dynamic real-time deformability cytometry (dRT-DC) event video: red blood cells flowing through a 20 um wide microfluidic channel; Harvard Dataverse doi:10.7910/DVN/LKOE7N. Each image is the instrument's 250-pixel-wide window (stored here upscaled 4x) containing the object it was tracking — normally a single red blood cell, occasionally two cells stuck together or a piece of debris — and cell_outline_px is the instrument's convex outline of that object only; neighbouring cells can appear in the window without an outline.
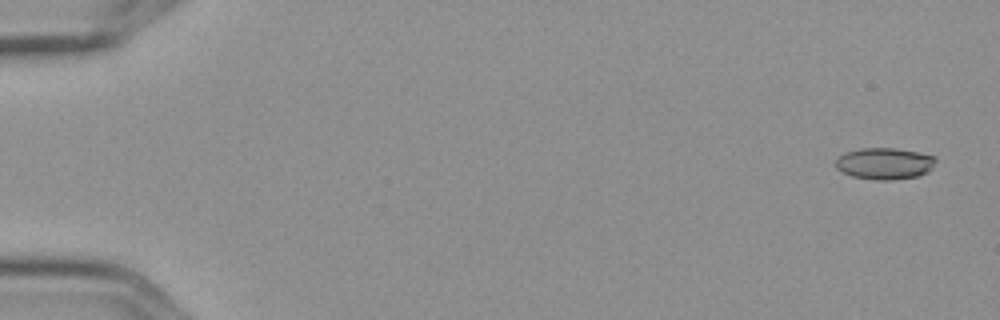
{"species": "Egyptian fruit bat (a non-hibernating species)", "species_latin": "Rousettus aegyptiacus", "temperature_condition": "cold", "stored_images_in_passage": 5, "camera_frame_rate_fps": 3000, "um_per_image_px": 0.085, "frame": {"image": 1, "passage_image": 1, "time_ms": 0.0, "image_size_px": [1000, 320], "cell_outline_px": [[936, 160], [932, 168], [928, 172], [920, 176], [892, 180], [872, 180], [852, 176], [836, 168], [836, 160], [844, 152], [860, 148], [896, 148], [936, 156]], "centroid_in_image_um": [75.21, 13.9], "position_along_channel_um": 9.8, "area_um2": 18.55}}
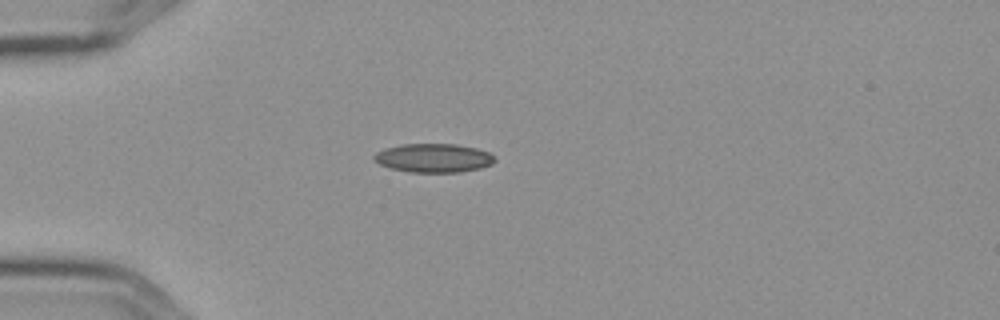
{"frame": {"image": 2, "passage_image": 5, "time_ms": 1.333, "image_size_px": [1000, 320], "cell_outline_px": [[496, 160], [492, 164], [480, 168], [460, 172], [412, 172], [392, 168], [380, 164], [372, 160], [372, 156], [376, 152], [384, 148], [404, 144], [456, 144], [476, 148], [488, 152]], "centroid_in_image_um": [36.83, 13.42], "position_along_channel_um": 48.2, "area_um2": 20.17}}